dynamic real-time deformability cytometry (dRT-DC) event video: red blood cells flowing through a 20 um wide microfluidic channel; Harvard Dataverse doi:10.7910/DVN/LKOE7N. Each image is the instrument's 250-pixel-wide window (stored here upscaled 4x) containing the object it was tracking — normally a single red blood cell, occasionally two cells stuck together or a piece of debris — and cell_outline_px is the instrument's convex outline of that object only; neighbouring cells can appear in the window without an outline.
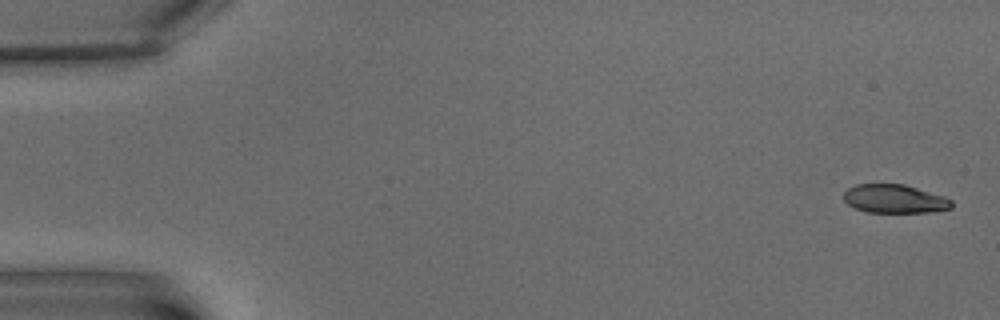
{"species": "common noctule bat (a hibernating species)", "species_latin": "Nyctalus noctula", "temperature_condition": "warm", "stored_images_in_passage": 6, "camera_frame_rate_fps": 3000, "um_per_image_px": 0.085, "animal": {"sex": "male", "body_mass_g": 15.6}, "frame": {"image": 1, "passage_image": 1, "time_ms": 0.0, "image_size_px": [1000, 320], "cell_outline_px": [[952, 208], [928, 212], [868, 212], [856, 208], [848, 204], [844, 200], [844, 192], [848, 188], [856, 184], [904, 184], [944, 196], [952, 200]], "centroid_in_image_um": [76.04, 16.89], "position_along_channel_um": 9.0, "area_um2": 17.86}}
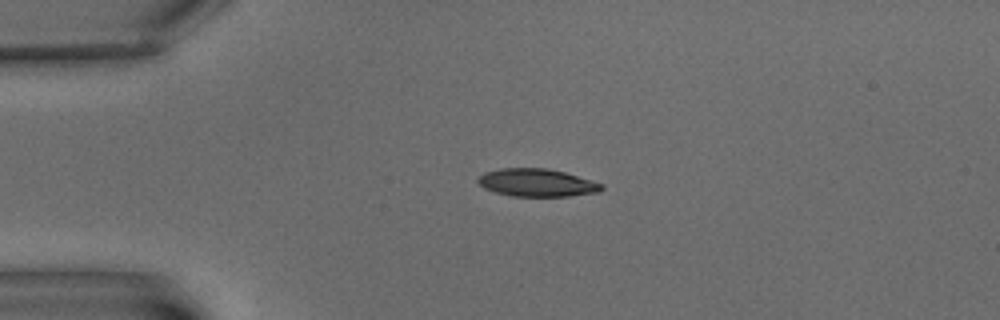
{"frame": {"image": 2, "passage_image": 5, "time_ms": 4.667, "image_size_px": [1000, 320], "cell_outline_px": [[604, 188], [600, 192], [568, 196], [512, 196], [496, 192], [484, 188], [476, 180], [484, 172], [500, 168], [548, 168], [564, 172], [604, 184]], "centroid_in_image_um": [45.65, 15.52], "position_along_channel_um": 39.4, "area_um2": 20.0}}